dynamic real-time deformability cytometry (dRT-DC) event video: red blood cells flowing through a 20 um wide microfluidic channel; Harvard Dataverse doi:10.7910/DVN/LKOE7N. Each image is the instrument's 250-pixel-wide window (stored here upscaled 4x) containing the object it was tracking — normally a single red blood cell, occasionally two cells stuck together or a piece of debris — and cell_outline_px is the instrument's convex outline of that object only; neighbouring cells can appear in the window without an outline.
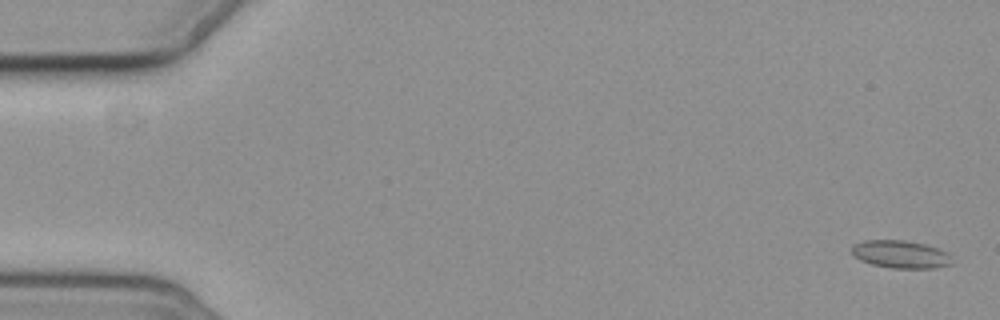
{"species": "common noctule bat (a hibernating species)", "species_latin": "Nyctalus noctula", "temperature_condition": "cold", "stored_images_in_passage": 6, "camera_frame_rate_fps": 3000, "um_per_image_px": 0.085, "animal": {"sex": "female", "body_mass_g": 19.3, "forearm_length_mm": 54.1}, "frame": {"image": 1, "passage_image": 1, "time_ms": 0.0, "image_size_px": [1000, 320], "cell_outline_px": [[952, 264], [936, 268], [892, 268], [872, 264], [860, 260], [852, 252], [852, 248], [856, 244], [864, 240], [904, 240], [924, 244], [948, 252], [952, 256]], "centroid_in_image_um": [76.6, 21.62], "position_along_channel_um": 8.4, "area_um2": 16.13}}
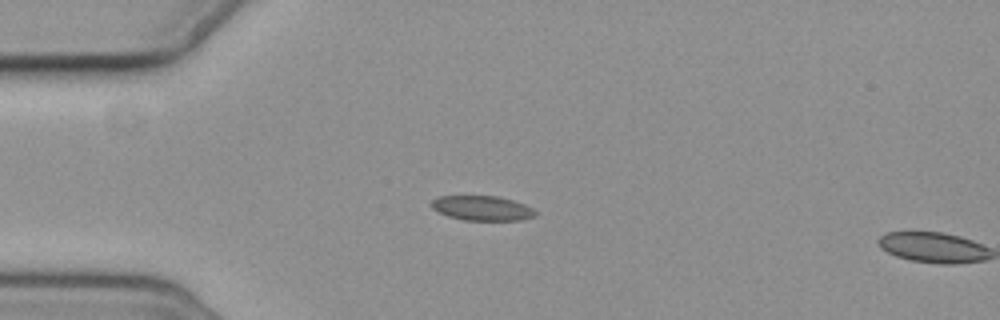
{"frame": {"image": 2, "passage_image": 5, "time_ms": 4.667, "image_size_px": [1000, 320], "cell_outline_px": [[536, 216], [520, 220], [464, 220], [448, 216], [432, 208], [432, 200], [440, 196], [496, 196], [512, 200], [524, 204], [532, 208], [536, 212]], "centroid_in_image_um": [41.0, 17.69], "position_along_channel_um": 44.0, "area_um2": 14.8}}